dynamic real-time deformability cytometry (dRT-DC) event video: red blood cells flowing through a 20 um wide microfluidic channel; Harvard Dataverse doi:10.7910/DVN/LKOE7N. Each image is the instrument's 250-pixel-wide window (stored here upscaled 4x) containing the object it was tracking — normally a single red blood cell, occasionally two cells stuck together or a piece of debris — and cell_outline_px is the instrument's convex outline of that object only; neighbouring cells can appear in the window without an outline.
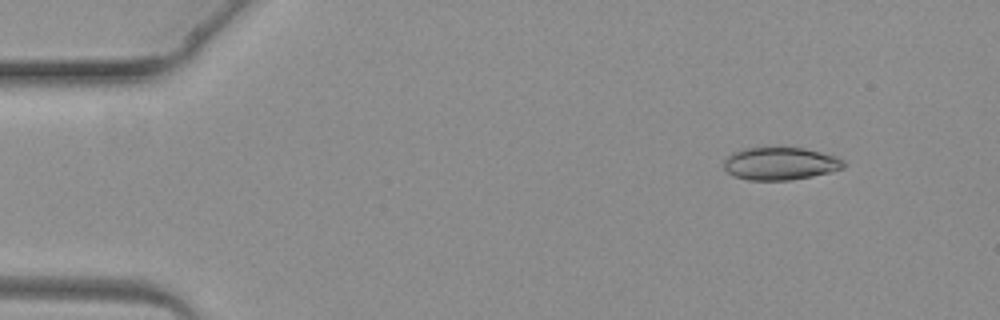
{"species": "common noctule bat (a hibernating species)", "species_latin": "Nyctalus noctula", "temperature_condition": "warm", "stored_images_in_passage": 4, "camera_frame_rate_fps": 3000, "um_per_image_px": 0.085, "animal": {"sex": "female", "body_mass_g": 19.3, "forearm_length_mm": 54.1}, "frame": {"image": 1, "passage_image": 2, "time_ms": 1.0, "image_size_px": [1000, 320], "cell_outline_px": [[844, 168], [832, 172], [812, 176], [788, 180], [748, 180], [732, 176], [724, 168], [724, 160], [728, 156], [744, 148], [804, 148], [836, 156], [844, 160]], "centroid_in_image_um": [66.33, 13.92], "position_along_channel_um": 18.7, "area_um2": 22.72}}
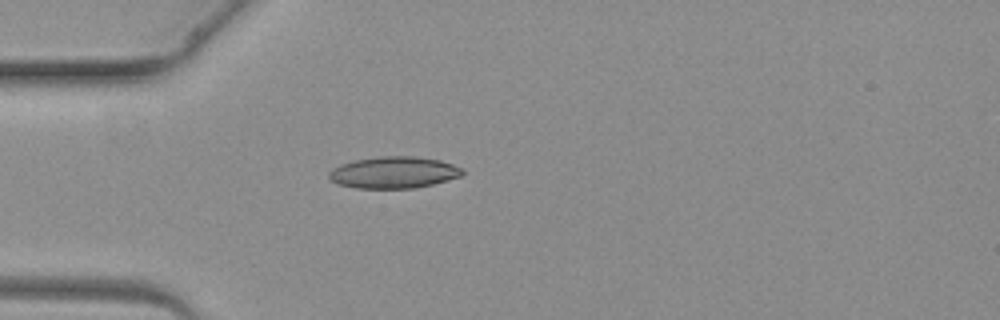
{"frame": {"image": 2, "passage_image": 4, "time_ms": 3.333, "image_size_px": [1000, 320], "cell_outline_px": [[464, 172], [460, 176], [432, 184], [416, 188], [356, 188], [336, 184], [328, 176], [328, 172], [332, 168], [340, 164], [356, 160], [380, 156], [416, 156], [440, 160], [464, 168]], "centroid_in_image_um": [33.45, 14.65], "position_along_channel_um": 51.5, "area_um2": 24.68}}